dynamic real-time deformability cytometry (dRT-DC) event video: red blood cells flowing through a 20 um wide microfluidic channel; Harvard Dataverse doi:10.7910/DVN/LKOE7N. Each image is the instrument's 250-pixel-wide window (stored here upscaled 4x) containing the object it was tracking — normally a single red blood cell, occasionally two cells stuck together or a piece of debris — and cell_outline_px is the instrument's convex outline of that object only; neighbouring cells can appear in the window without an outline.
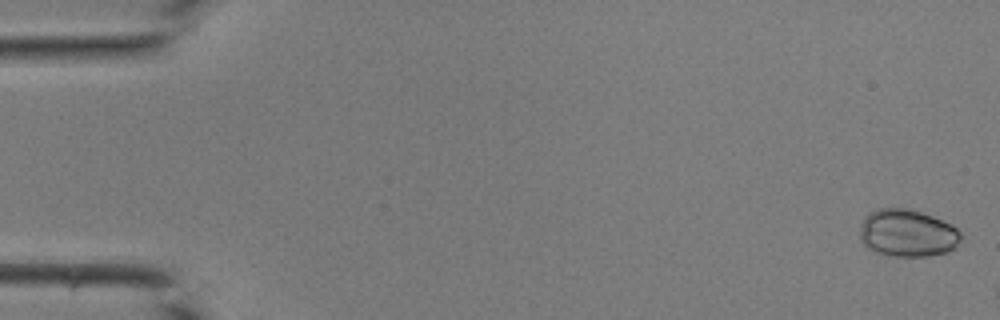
{"species": "common noctule bat (a hibernating species)", "species_latin": "Nyctalus noctula", "temperature_condition": "room temperature", "stored_images_in_passage": 6, "camera_frame_rate_fps": 3000, "um_per_image_px": 0.085, "animal": {"sex": "male", "body_mass_g": 19.0, "forearm_length_mm": 50.8}, "frame": {"image": 1, "passage_image": 1, "time_ms": 0.0, "image_size_px": [1000, 320], "cell_outline_px": [[960, 240], [956, 248], [944, 252], [928, 256], [896, 256], [876, 252], [868, 248], [860, 240], [860, 224], [864, 216], [868, 212], [876, 208], [912, 208], [952, 224], [960, 232]], "centroid_in_image_um": [77.1, 19.79], "position_along_channel_um": 7.9, "area_um2": 28.15}}